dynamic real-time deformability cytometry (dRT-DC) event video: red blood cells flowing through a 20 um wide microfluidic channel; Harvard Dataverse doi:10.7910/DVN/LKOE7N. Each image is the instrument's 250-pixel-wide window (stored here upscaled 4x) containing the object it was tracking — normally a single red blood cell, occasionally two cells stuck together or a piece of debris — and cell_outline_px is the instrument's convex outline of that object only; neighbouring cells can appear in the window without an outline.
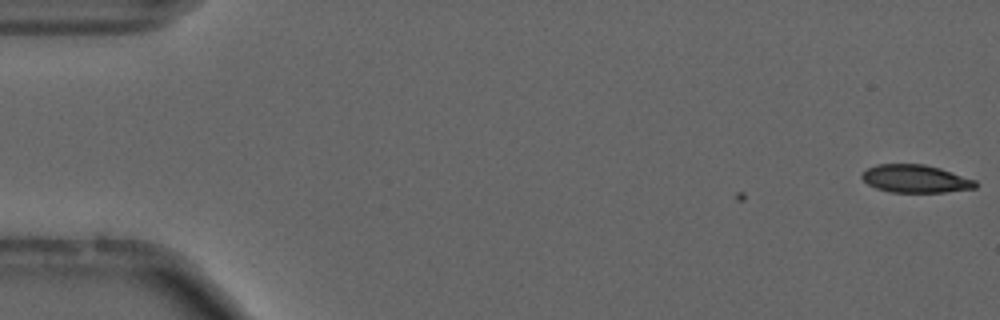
{"species": "common noctule bat (a hibernating species)", "species_latin": "Nyctalus noctula", "temperature_condition": "cold", "stored_images_in_passage": 4, "camera_frame_rate_fps": 3000, "um_per_image_px": 0.085, "animal": {"sex": "male", "forearm_length_mm": 52.5}, "frame": {"image": 1, "passage_image": 4, "time_ms": 1.0, "image_size_px": [1000, 320], "cell_outline_px": [[976, 188], [944, 192], [888, 192], [876, 188], [868, 184], [860, 176], [868, 168], [876, 164], [924, 164], [940, 168], [976, 180]], "centroid_in_image_um": [77.81, 15.19], "position_along_channel_um": 7.2, "area_um2": 18.38}}